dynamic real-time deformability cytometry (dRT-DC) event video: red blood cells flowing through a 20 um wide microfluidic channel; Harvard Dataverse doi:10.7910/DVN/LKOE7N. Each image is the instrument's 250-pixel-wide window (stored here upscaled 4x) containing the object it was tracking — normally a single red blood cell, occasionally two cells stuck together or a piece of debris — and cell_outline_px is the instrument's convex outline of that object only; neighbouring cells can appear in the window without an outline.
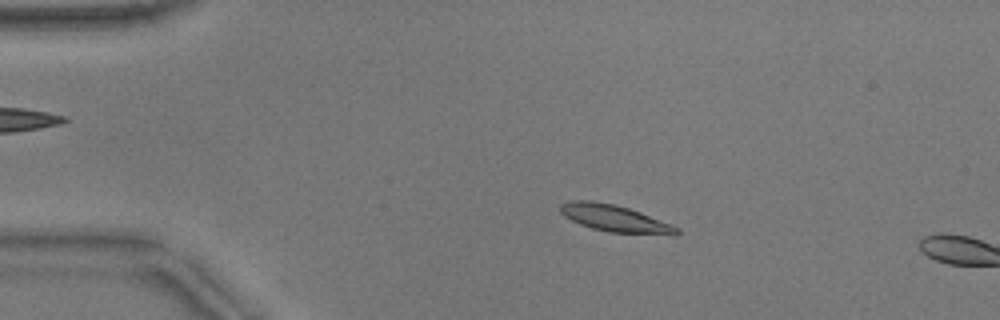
{"species": "common noctule bat (a hibernating species)", "species_latin": "Nyctalus noctula", "temperature_condition": "warm", "stored_images_in_passage": 12, "camera_frame_rate_fps": 3000, "um_per_image_px": 0.085, "animal": {"sex": "male", "body_mass_g": 17.9}, "frame": {"image": 1, "passage_image": 10, "time_ms": 3.0, "image_size_px": [1000, 320], "cell_outline_px": [[680, 232], [676, 236], [608, 232], [592, 228], [580, 224], [564, 216], [560, 212], [560, 204], [568, 200], [592, 200], [616, 204], [640, 212], [672, 224], [680, 228]], "centroid_in_image_um": [52.3, 18.57], "position_along_channel_um": 32.7, "area_um2": 18.61}}